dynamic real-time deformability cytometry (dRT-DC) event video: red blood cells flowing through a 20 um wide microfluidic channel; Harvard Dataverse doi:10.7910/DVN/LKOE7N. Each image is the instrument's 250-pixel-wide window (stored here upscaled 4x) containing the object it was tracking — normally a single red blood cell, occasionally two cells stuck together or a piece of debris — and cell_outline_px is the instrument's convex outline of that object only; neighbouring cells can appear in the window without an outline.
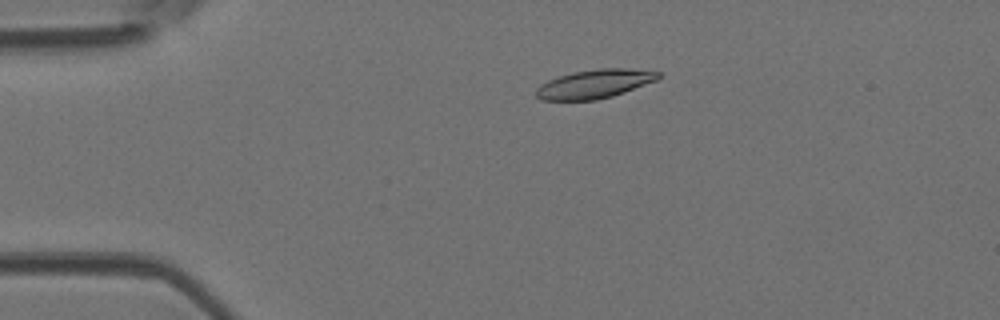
{"species": "Egyptian fruit bat (a non-hibernating species)", "species_latin": "Rousettus aegyptiacus", "temperature_condition": "room temperature", "stored_images_in_passage": 3, "camera_frame_rate_fps": 3000, "um_per_image_px": 0.085, "animal": {"sex": "female"}, "frame": {"image": 1, "passage_image": 1, "time_ms": 0.0, "image_size_px": [1000, 320], "cell_outline_px": [[660, 76], [656, 80], [624, 92], [612, 96], [596, 100], [540, 100], [536, 96], [536, 88], [540, 84], [548, 80], [560, 76], [576, 72], [600, 68], [628, 68], [660, 72]], "centroid_in_image_um": [50.52, 7.14], "position_along_channel_um": 34.5, "area_um2": 20.29}}
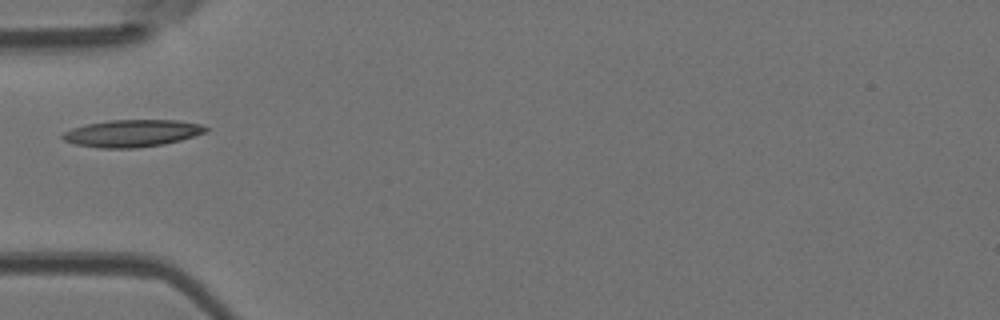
{"frame": {"image": 2, "passage_image": 3, "time_ms": 0.667, "image_size_px": [1000, 320], "cell_outline_px": [[208, 128], [204, 132], [180, 140], [164, 144], [136, 148], [100, 148], [76, 144], [64, 140], [60, 136], [64, 132], [72, 128], [88, 124], [108, 120], [176, 120], [200, 124]], "centroid_in_image_um": [11.19, 11.33], "position_along_channel_um": 73.8, "area_um2": 22.43}}